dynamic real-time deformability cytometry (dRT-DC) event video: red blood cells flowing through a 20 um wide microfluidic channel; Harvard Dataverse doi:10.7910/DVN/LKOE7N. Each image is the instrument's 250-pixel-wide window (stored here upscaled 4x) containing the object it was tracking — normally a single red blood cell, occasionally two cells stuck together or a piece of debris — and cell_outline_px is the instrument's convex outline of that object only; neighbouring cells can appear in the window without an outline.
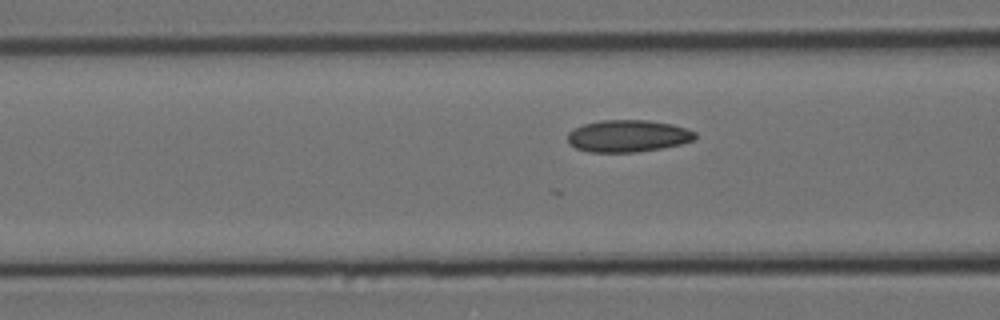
{"species": "Egyptian fruit bat (a non-hibernating species)", "species_latin": "Rousettus aegyptiacus", "temperature_condition": "cold", "stored_images_in_passage": 40, "camera_frame_rate_fps": 3000, "um_per_image_px": 0.085, "animal": {"sex": "female"}, "frame": {"image": 1, "passage_image": 17, "time_ms": 5.333, "image_size_px": [1000, 320], "cell_outline_px": [[696, 136], [692, 140], [680, 144], [664, 148], [636, 152], [588, 152], [576, 148], [568, 144], [568, 132], [584, 124], [600, 120], [648, 120], [672, 124], [696, 132]], "centroid_in_image_um": [53.35, 11.56], "position_along_channel_um": 113.2, "area_um2": 23.81}}
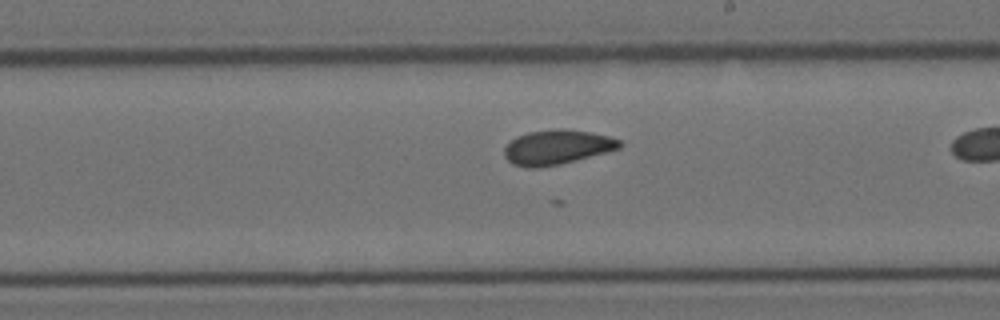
{"frame": {"image": 2, "passage_image": 28, "time_ms": 9.0, "image_size_px": [1000, 320], "cell_outline_px": [[624, 144], [620, 148], [560, 164], [540, 168], [528, 168], [512, 164], [504, 156], [504, 148], [516, 136], [528, 132], [560, 128], [564, 128], [588, 132], [608, 136], [620, 140]], "centroid_in_image_um": [47.32, 12.51], "position_along_channel_um": 241.7, "area_um2": 23.18}}
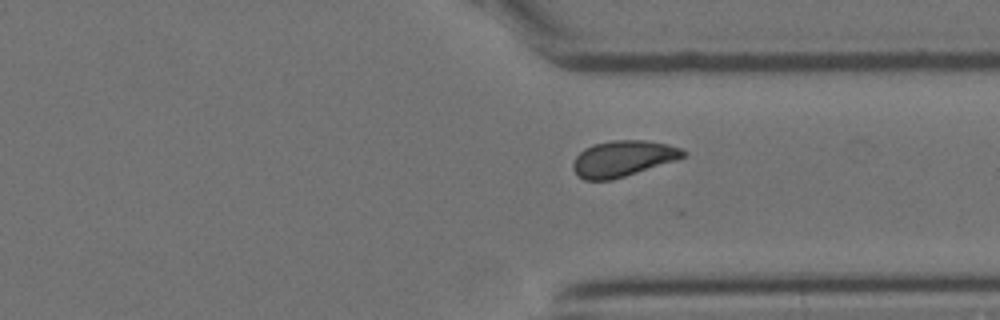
{"frame": {"image": 3, "passage_image": 38, "time_ms": 12.333, "image_size_px": [1000, 320], "cell_outline_px": [[688, 152], [684, 156], [676, 160], [612, 180], [584, 180], [576, 176], [572, 168], [572, 164], [576, 156], [584, 148], [592, 144], [612, 140], [644, 140], [668, 144], [680, 148]], "centroid_in_image_um": [52.91, 13.48], "position_along_channel_um": 358.5, "area_um2": 23.18}}